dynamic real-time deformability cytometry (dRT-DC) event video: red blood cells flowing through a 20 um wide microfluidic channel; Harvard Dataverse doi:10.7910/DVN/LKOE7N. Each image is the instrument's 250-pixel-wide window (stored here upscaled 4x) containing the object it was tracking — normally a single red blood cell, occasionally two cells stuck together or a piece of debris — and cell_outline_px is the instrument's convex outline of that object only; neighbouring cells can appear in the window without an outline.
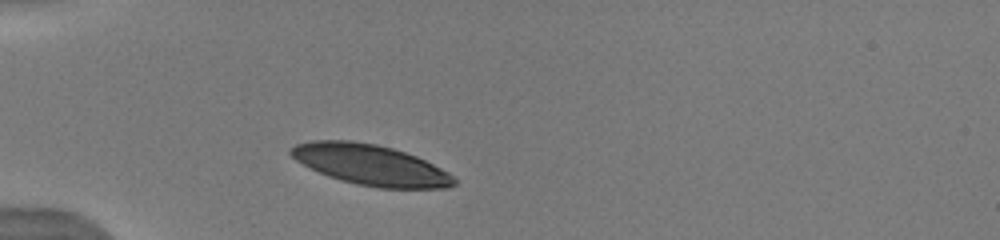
{"species": "human", "species_latin": "Homo sapiens", "temperature_condition": "warm", "stored_images_in_passage": 8, "camera_frame_rate_fps": 3000, "um_per_image_px": 0.085, "donor": {"sex": "male"}, "frame": {"image": 1, "passage_image": 1, "time_ms": 0.0, "image_size_px": [1000, 240], "cell_outline_px": [[456, 184], [448, 188], [380, 188], [356, 184], [340, 180], [328, 176], [296, 160], [288, 152], [296, 144], [312, 140], [352, 140], [376, 144], [392, 148], [416, 156], [448, 172], [456, 180]], "centroid_in_image_um": [31.5, 14.01], "position_along_channel_um": 53.5, "area_um2": 38.32}}